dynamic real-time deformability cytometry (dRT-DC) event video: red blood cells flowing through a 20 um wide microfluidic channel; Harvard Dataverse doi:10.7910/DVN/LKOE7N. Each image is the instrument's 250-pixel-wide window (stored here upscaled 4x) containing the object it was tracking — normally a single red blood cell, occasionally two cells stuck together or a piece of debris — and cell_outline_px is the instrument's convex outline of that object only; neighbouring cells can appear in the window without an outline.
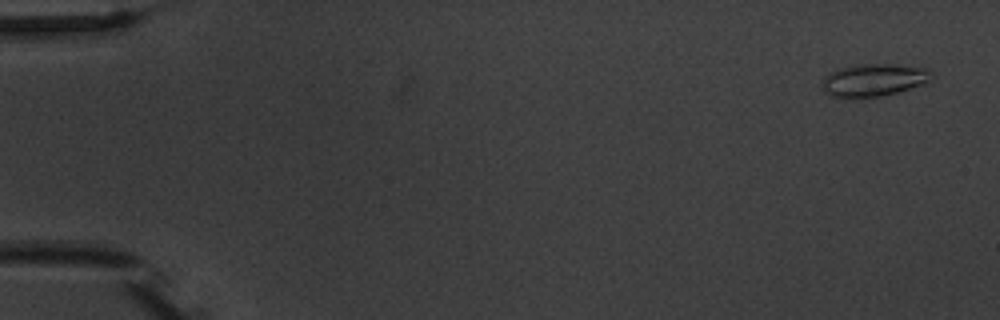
{"species": "common noctule bat (a hibernating species)", "species_latin": "Nyctalus noctula", "temperature_condition": "warm", "stored_images_in_passage": 6, "camera_frame_rate_fps": 3000, "um_per_image_px": 0.085, "animal": {"sex": "male", "body_mass_g": 20.1, "forearm_length_mm": 53.5}, "frame": {"image": 1, "passage_image": 1, "time_ms": 0.0, "image_size_px": [1000, 320], "cell_outline_px": [[932, 72], [928, 80], [920, 84], [896, 92], [880, 96], [828, 96], [824, 92], [820, 84], [824, 76], [840, 68], [856, 64], [896, 64], [928, 68]], "centroid_in_image_um": [74.21, 6.77], "position_along_channel_um": 10.8, "area_um2": 20.35}}
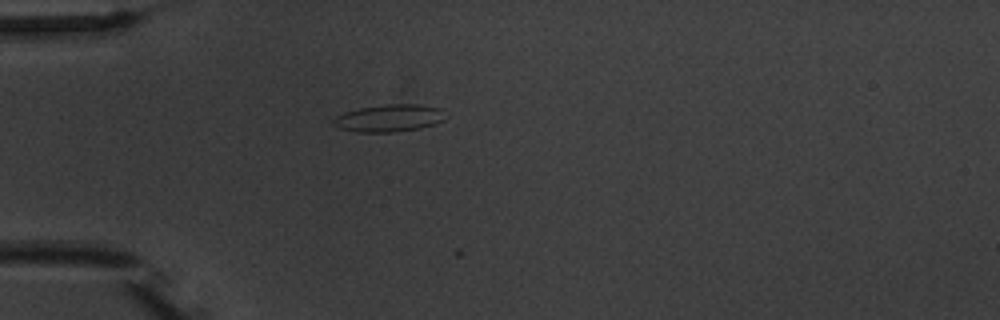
{"frame": {"image": 2, "passage_image": 4, "time_ms": 4.667, "image_size_px": [1000, 320], "cell_outline_px": [[448, 116], [444, 120], [436, 124], [420, 128], [392, 132], [360, 132], [340, 128], [332, 124], [332, 120], [336, 116], [344, 112], [360, 108], [388, 104], [420, 104], [440, 108]], "centroid_in_image_um": [33.12, 10.03], "position_along_channel_um": 51.9, "area_um2": 17.92}}